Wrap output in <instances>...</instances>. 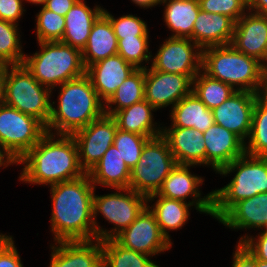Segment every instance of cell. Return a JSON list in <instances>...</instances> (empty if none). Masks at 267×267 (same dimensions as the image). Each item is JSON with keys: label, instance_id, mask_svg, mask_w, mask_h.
<instances>
[{"label": "cell", "instance_id": "obj_1", "mask_svg": "<svg viewBox=\"0 0 267 267\" xmlns=\"http://www.w3.org/2000/svg\"><path fill=\"white\" fill-rule=\"evenodd\" d=\"M53 242L95 240L93 196L96 188L85 175L49 186Z\"/></svg>", "mask_w": 267, "mask_h": 267}, {"label": "cell", "instance_id": "obj_2", "mask_svg": "<svg viewBox=\"0 0 267 267\" xmlns=\"http://www.w3.org/2000/svg\"><path fill=\"white\" fill-rule=\"evenodd\" d=\"M15 165L23 166L18 181L31 185L50 186L86 174L72 135L50 132H46Z\"/></svg>", "mask_w": 267, "mask_h": 267}, {"label": "cell", "instance_id": "obj_3", "mask_svg": "<svg viewBox=\"0 0 267 267\" xmlns=\"http://www.w3.org/2000/svg\"><path fill=\"white\" fill-rule=\"evenodd\" d=\"M55 88L59 89L58 104L51 100L47 132L72 135L105 114V103L86 74Z\"/></svg>", "mask_w": 267, "mask_h": 267}, {"label": "cell", "instance_id": "obj_4", "mask_svg": "<svg viewBox=\"0 0 267 267\" xmlns=\"http://www.w3.org/2000/svg\"><path fill=\"white\" fill-rule=\"evenodd\" d=\"M202 70L236 91L267 92V68L257 59L239 52L232 44L202 49Z\"/></svg>", "mask_w": 267, "mask_h": 267}, {"label": "cell", "instance_id": "obj_5", "mask_svg": "<svg viewBox=\"0 0 267 267\" xmlns=\"http://www.w3.org/2000/svg\"><path fill=\"white\" fill-rule=\"evenodd\" d=\"M236 172V173H234ZM234 177L222 188L212 190V218L219 221L237 202L267 193V157L244 154L217 174Z\"/></svg>", "mask_w": 267, "mask_h": 267}, {"label": "cell", "instance_id": "obj_6", "mask_svg": "<svg viewBox=\"0 0 267 267\" xmlns=\"http://www.w3.org/2000/svg\"><path fill=\"white\" fill-rule=\"evenodd\" d=\"M37 43L39 51L25 54L23 65L51 94L55 87L86 74L81 50L61 41Z\"/></svg>", "mask_w": 267, "mask_h": 267}, {"label": "cell", "instance_id": "obj_7", "mask_svg": "<svg viewBox=\"0 0 267 267\" xmlns=\"http://www.w3.org/2000/svg\"><path fill=\"white\" fill-rule=\"evenodd\" d=\"M51 89L40 84L22 65H11L5 77L3 103L31 115L47 126L51 114Z\"/></svg>", "mask_w": 267, "mask_h": 267}, {"label": "cell", "instance_id": "obj_8", "mask_svg": "<svg viewBox=\"0 0 267 267\" xmlns=\"http://www.w3.org/2000/svg\"><path fill=\"white\" fill-rule=\"evenodd\" d=\"M116 192L93 196V222L95 228V239L103 241L113 239L122 230L127 228L138 215L147 207V197L137 193L130 188L112 189ZM101 216L113 224L108 230L102 228L97 221Z\"/></svg>", "mask_w": 267, "mask_h": 267}, {"label": "cell", "instance_id": "obj_9", "mask_svg": "<svg viewBox=\"0 0 267 267\" xmlns=\"http://www.w3.org/2000/svg\"><path fill=\"white\" fill-rule=\"evenodd\" d=\"M37 118L0 103V150L15 165L46 133Z\"/></svg>", "mask_w": 267, "mask_h": 267}, {"label": "cell", "instance_id": "obj_10", "mask_svg": "<svg viewBox=\"0 0 267 267\" xmlns=\"http://www.w3.org/2000/svg\"><path fill=\"white\" fill-rule=\"evenodd\" d=\"M176 164L166 139L162 135L150 138L139 161L130 169L129 188L146 197L157 193Z\"/></svg>", "mask_w": 267, "mask_h": 267}, {"label": "cell", "instance_id": "obj_11", "mask_svg": "<svg viewBox=\"0 0 267 267\" xmlns=\"http://www.w3.org/2000/svg\"><path fill=\"white\" fill-rule=\"evenodd\" d=\"M151 60L160 72L183 74L192 80L202 70V49L190 38L167 37Z\"/></svg>", "mask_w": 267, "mask_h": 267}, {"label": "cell", "instance_id": "obj_12", "mask_svg": "<svg viewBox=\"0 0 267 267\" xmlns=\"http://www.w3.org/2000/svg\"><path fill=\"white\" fill-rule=\"evenodd\" d=\"M126 249L151 258L172 248L173 242L161 233L154 214L146 207L138 217L113 238Z\"/></svg>", "mask_w": 267, "mask_h": 267}, {"label": "cell", "instance_id": "obj_13", "mask_svg": "<svg viewBox=\"0 0 267 267\" xmlns=\"http://www.w3.org/2000/svg\"><path fill=\"white\" fill-rule=\"evenodd\" d=\"M116 130L115 119L104 114L72 134L78 148L79 162L85 173H88L113 145Z\"/></svg>", "mask_w": 267, "mask_h": 267}, {"label": "cell", "instance_id": "obj_14", "mask_svg": "<svg viewBox=\"0 0 267 267\" xmlns=\"http://www.w3.org/2000/svg\"><path fill=\"white\" fill-rule=\"evenodd\" d=\"M191 167L193 165H180L171 170L170 174L165 178L161 188L157 194L159 196L187 202L191 198V205L200 214L212 215V191L202 196L200 190L204 179L199 175L192 174Z\"/></svg>", "mask_w": 267, "mask_h": 267}, {"label": "cell", "instance_id": "obj_15", "mask_svg": "<svg viewBox=\"0 0 267 267\" xmlns=\"http://www.w3.org/2000/svg\"><path fill=\"white\" fill-rule=\"evenodd\" d=\"M192 81L189 76L160 72L150 66L145 69L144 99L156 110L172 108L192 92Z\"/></svg>", "mask_w": 267, "mask_h": 267}, {"label": "cell", "instance_id": "obj_16", "mask_svg": "<svg viewBox=\"0 0 267 267\" xmlns=\"http://www.w3.org/2000/svg\"><path fill=\"white\" fill-rule=\"evenodd\" d=\"M258 95L249 91H236L221 105L212 109L214 123L232 131L246 142Z\"/></svg>", "mask_w": 267, "mask_h": 267}, {"label": "cell", "instance_id": "obj_17", "mask_svg": "<svg viewBox=\"0 0 267 267\" xmlns=\"http://www.w3.org/2000/svg\"><path fill=\"white\" fill-rule=\"evenodd\" d=\"M231 44L267 68V15L247 11L236 23Z\"/></svg>", "mask_w": 267, "mask_h": 267}, {"label": "cell", "instance_id": "obj_18", "mask_svg": "<svg viewBox=\"0 0 267 267\" xmlns=\"http://www.w3.org/2000/svg\"><path fill=\"white\" fill-rule=\"evenodd\" d=\"M206 149V166L215 174L233 160L245 154V142L232 131L213 124L203 132Z\"/></svg>", "mask_w": 267, "mask_h": 267}, {"label": "cell", "instance_id": "obj_19", "mask_svg": "<svg viewBox=\"0 0 267 267\" xmlns=\"http://www.w3.org/2000/svg\"><path fill=\"white\" fill-rule=\"evenodd\" d=\"M49 267H103L100 240L59 241L50 245Z\"/></svg>", "mask_w": 267, "mask_h": 267}, {"label": "cell", "instance_id": "obj_20", "mask_svg": "<svg viewBox=\"0 0 267 267\" xmlns=\"http://www.w3.org/2000/svg\"><path fill=\"white\" fill-rule=\"evenodd\" d=\"M162 136L166 139L177 164L206 167L203 132L194 128L163 125Z\"/></svg>", "mask_w": 267, "mask_h": 267}, {"label": "cell", "instance_id": "obj_21", "mask_svg": "<svg viewBox=\"0 0 267 267\" xmlns=\"http://www.w3.org/2000/svg\"><path fill=\"white\" fill-rule=\"evenodd\" d=\"M136 68L119 54L107 57L86 68L99 98L106 103L116 92L117 88Z\"/></svg>", "mask_w": 267, "mask_h": 267}, {"label": "cell", "instance_id": "obj_22", "mask_svg": "<svg viewBox=\"0 0 267 267\" xmlns=\"http://www.w3.org/2000/svg\"><path fill=\"white\" fill-rule=\"evenodd\" d=\"M235 23L226 15L200 10L194 22L192 41L201 49L231 44Z\"/></svg>", "mask_w": 267, "mask_h": 267}, {"label": "cell", "instance_id": "obj_23", "mask_svg": "<svg viewBox=\"0 0 267 267\" xmlns=\"http://www.w3.org/2000/svg\"><path fill=\"white\" fill-rule=\"evenodd\" d=\"M218 222L234 231H262L267 223V193L237 202Z\"/></svg>", "mask_w": 267, "mask_h": 267}, {"label": "cell", "instance_id": "obj_24", "mask_svg": "<svg viewBox=\"0 0 267 267\" xmlns=\"http://www.w3.org/2000/svg\"><path fill=\"white\" fill-rule=\"evenodd\" d=\"M85 0H77L65 15V29L61 42L83 50L92 26L103 13V6L90 8Z\"/></svg>", "mask_w": 267, "mask_h": 267}, {"label": "cell", "instance_id": "obj_25", "mask_svg": "<svg viewBox=\"0 0 267 267\" xmlns=\"http://www.w3.org/2000/svg\"><path fill=\"white\" fill-rule=\"evenodd\" d=\"M149 204H151V206ZM147 207L154 214L161 233L170 242L171 235L169 232L182 229L190 219V209L192 210L193 208L190 200L184 202L181 200L168 199L159 196L157 193L147 197Z\"/></svg>", "mask_w": 267, "mask_h": 267}, {"label": "cell", "instance_id": "obj_26", "mask_svg": "<svg viewBox=\"0 0 267 267\" xmlns=\"http://www.w3.org/2000/svg\"><path fill=\"white\" fill-rule=\"evenodd\" d=\"M156 111L148 101L143 99L115 112L112 117L115 119L118 129L153 138L162 135L163 127L153 118V112Z\"/></svg>", "mask_w": 267, "mask_h": 267}, {"label": "cell", "instance_id": "obj_27", "mask_svg": "<svg viewBox=\"0 0 267 267\" xmlns=\"http://www.w3.org/2000/svg\"><path fill=\"white\" fill-rule=\"evenodd\" d=\"M88 175L95 188L98 186L111 189L129 188L130 168L114 145L107 149Z\"/></svg>", "mask_w": 267, "mask_h": 267}, {"label": "cell", "instance_id": "obj_28", "mask_svg": "<svg viewBox=\"0 0 267 267\" xmlns=\"http://www.w3.org/2000/svg\"><path fill=\"white\" fill-rule=\"evenodd\" d=\"M81 52L85 68L117 54L118 39L109 18L104 13L94 22L88 41Z\"/></svg>", "mask_w": 267, "mask_h": 267}, {"label": "cell", "instance_id": "obj_29", "mask_svg": "<svg viewBox=\"0 0 267 267\" xmlns=\"http://www.w3.org/2000/svg\"><path fill=\"white\" fill-rule=\"evenodd\" d=\"M169 112L172 121L169 127L194 128L204 132L214 124L212 110L193 92L182 98Z\"/></svg>", "mask_w": 267, "mask_h": 267}, {"label": "cell", "instance_id": "obj_30", "mask_svg": "<svg viewBox=\"0 0 267 267\" xmlns=\"http://www.w3.org/2000/svg\"><path fill=\"white\" fill-rule=\"evenodd\" d=\"M159 5L165 6L163 19L172 32L169 37L190 38L194 22L200 9L197 0H160Z\"/></svg>", "mask_w": 267, "mask_h": 267}, {"label": "cell", "instance_id": "obj_31", "mask_svg": "<svg viewBox=\"0 0 267 267\" xmlns=\"http://www.w3.org/2000/svg\"><path fill=\"white\" fill-rule=\"evenodd\" d=\"M144 90L145 69H136L105 103V114L112 116L115 112L142 101L144 99Z\"/></svg>", "mask_w": 267, "mask_h": 267}, {"label": "cell", "instance_id": "obj_32", "mask_svg": "<svg viewBox=\"0 0 267 267\" xmlns=\"http://www.w3.org/2000/svg\"><path fill=\"white\" fill-rule=\"evenodd\" d=\"M247 140L246 154L267 157V92L257 96Z\"/></svg>", "mask_w": 267, "mask_h": 267}, {"label": "cell", "instance_id": "obj_33", "mask_svg": "<svg viewBox=\"0 0 267 267\" xmlns=\"http://www.w3.org/2000/svg\"><path fill=\"white\" fill-rule=\"evenodd\" d=\"M103 267H160L151 256L126 249L114 239L101 241Z\"/></svg>", "mask_w": 267, "mask_h": 267}, {"label": "cell", "instance_id": "obj_34", "mask_svg": "<svg viewBox=\"0 0 267 267\" xmlns=\"http://www.w3.org/2000/svg\"><path fill=\"white\" fill-rule=\"evenodd\" d=\"M192 92L212 110L221 105L236 90L215 78L210 77L201 70L192 81Z\"/></svg>", "mask_w": 267, "mask_h": 267}, {"label": "cell", "instance_id": "obj_35", "mask_svg": "<svg viewBox=\"0 0 267 267\" xmlns=\"http://www.w3.org/2000/svg\"><path fill=\"white\" fill-rule=\"evenodd\" d=\"M19 25L0 20V62L9 65H22L23 51Z\"/></svg>", "mask_w": 267, "mask_h": 267}, {"label": "cell", "instance_id": "obj_36", "mask_svg": "<svg viewBox=\"0 0 267 267\" xmlns=\"http://www.w3.org/2000/svg\"><path fill=\"white\" fill-rule=\"evenodd\" d=\"M149 36H135L118 40V52L128 63L136 69H146L152 60V51L149 47ZM148 65H146V64ZM145 64V65H144Z\"/></svg>", "mask_w": 267, "mask_h": 267}, {"label": "cell", "instance_id": "obj_37", "mask_svg": "<svg viewBox=\"0 0 267 267\" xmlns=\"http://www.w3.org/2000/svg\"><path fill=\"white\" fill-rule=\"evenodd\" d=\"M37 42L61 41L65 29V17L52 12L44 6L36 14Z\"/></svg>", "mask_w": 267, "mask_h": 267}, {"label": "cell", "instance_id": "obj_38", "mask_svg": "<svg viewBox=\"0 0 267 267\" xmlns=\"http://www.w3.org/2000/svg\"><path fill=\"white\" fill-rule=\"evenodd\" d=\"M150 138L117 128L113 145L118 149L125 164L132 169L139 161L142 149Z\"/></svg>", "mask_w": 267, "mask_h": 267}, {"label": "cell", "instance_id": "obj_39", "mask_svg": "<svg viewBox=\"0 0 267 267\" xmlns=\"http://www.w3.org/2000/svg\"><path fill=\"white\" fill-rule=\"evenodd\" d=\"M103 13L109 18L117 39L134 38L135 36H149L146 21L132 14L122 15L115 18L107 9Z\"/></svg>", "mask_w": 267, "mask_h": 267}, {"label": "cell", "instance_id": "obj_40", "mask_svg": "<svg viewBox=\"0 0 267 267\" xmlns=\"http://www.w3.org/2000/svg\"><path fill=\"white\" fill-rule=\"evenodd\" d=\"M200 9L219 13L237 22L248 11V0H199Z\"/></svg>", "mask_w": 267, "mask_h": 267}, {"label": "cell", "instance_id": "obj_41", "mask_svg": "<svg viewBox=\"0 0 267 267\" xmlns=\"http://www.w3.org/2000/svg\"><path fill=\"white\" fill-rule=\"evenodd\" d=\"M13 236L0 233V267H24Z\"/></svg>", "mask_w": 267, "mask_h": 267}, {"label": "cell", "instance_id": "obj_42", "mask_svg": "<svg viewBox=\"0 0 267 267\" xmlns=\"http://www.w3.org/2000/svg\"><path fill=\"white\" fill-rule=\"evenodd\" d=\"M240 237L237 243H241L255 258L267 261V233L259 232L254 235Z\"/></svg>", "mask_w": 267, "mask_h": 267}, {"label": "cell", "instance_id": "obj_43", "mask_svg": "<svg viewBox=\"0 0 267 267\" xmlns=\"http://www.w3.org/2000/svg\"><path fill=\"white\" fill-rule=\"evenodd\" d=\"M23 2V0H0V20L19 25V20L26 11Z\"/></svg>", "mask_w": 267, "mask_h": 267}, {"label": "cell", "instance_id": "obj_44", "mask_svg": "<svg viewBox=\"0 0 267 267\" xmlns=\"http://www.w3.org/2000/svg\"><path fill=\"white\" fill-rule=\"evenodd\" d=\"M232 257L231 267H256V258L241 243L236 244Z\"/></svg>", "mask_w": 267, "mask_h": 267}, {"label": "cell", "instance_id": "obj_45", "mask_svg": "<svg viewBox=\"0 0 267 267\" xmlns=\"http://www.w3.org/2000/svg\"><path fill=\"white\" fill-rule=\"evenodd\" d=\"M76 1L77 0H47L44 7L65 17Z\"/></svg>", "mask_w": 267, "mask_h": 267}, {"label": "cell", "instance_id": "obj_46", "mask_svg": "<svg viewBox=\"0 0 267 267\" xmlns=\"http://www.w3.org/2000/svg\"><path fill=\"white\" fill-rule=\"evenodd\" d=\"M248 10L256 14L267 15V0H248Z\"/></svg>", "mask_w": 267, "mask_h": 267}, {"label": "cell", "instance_id": "obj_47", "mask_svg": "<svg viewBox=\"0 0 267 267\" xmlns=\"http://www.w3.org/2000/svg\"><path fill=\"white\" fill-rule=\"evenodd\" d=\"M11 65L0 62V103H3L4 99V88H5V77L8 69Z\"/></svg>", "mask_w": 267, "mask_h": 267}, {"label": "cell", "instance_id": "obj_48", "mask_svg": "<svg viewBox=\"0 0 267 267\" xmlns=\"http://www.w3.org/2000/svg\"><path fill=\"white\" fill-rule=\"evenodd\" d=\"M160 0H131V3L136 4L141 9H152L153 7L159 5Z\"/></svg>", "mask_w": 267, "mask_h": 267}, {"label": "cell", "instance_id": "obj_49", "mask_svg": "<svg viewBox=\"0 0 267 267\" xmlns=\"http://www.w3.org/2000/svg\"><path fill=\"white\" fill-rule=\"evenodd\" d=\"M11 165H13L11 161L0 150V169H2L1 167L7 168Z\"/></svg>", "mask_w": 267, "mask_h": 267}, {"label": "cell", "instance_id": "obj_50", "mask_svg": "<svg viewBox=\"0 0 267 267\" xmlns=\"http://www.w3.org/2000/svg\"><path fill=\"white\" fill-rule=\"evenodd\" d=\"M23 1H25L26 3L28 2L30 4H34L36 6L37 5H39V6L41 5L43 7L47 0H23Z\"/></svg>", "mask_w": 267, "mask_h": 267}, {"label": "cell", "instance_id": "obj_51", "mask_svg": "<svg viewBox=\"0 0 267 267\" xmlns=\"http://www.w3.org/2000/svg\"><path fill=\"white\" fill-rule=\"evenodd\" d=\"M256 267H267V261L256 258Z\"/></svg>", "mask_w": 267, "mask_h": 267}, {"label": "cell", "instance_id": "obj_52", "mask_svg": "<svg viewBox=\"0 0 267 267\" xmlns=\"http://www.w3.org/2000/svg\"><path fill=\"white\" fill-rule=\"evenodd\" d=\"M263 231V233H267V223H266V225L263 227V229H262Z\"/></svg>", "mask_w": 267, "mask_h": 267}]
</instances>
